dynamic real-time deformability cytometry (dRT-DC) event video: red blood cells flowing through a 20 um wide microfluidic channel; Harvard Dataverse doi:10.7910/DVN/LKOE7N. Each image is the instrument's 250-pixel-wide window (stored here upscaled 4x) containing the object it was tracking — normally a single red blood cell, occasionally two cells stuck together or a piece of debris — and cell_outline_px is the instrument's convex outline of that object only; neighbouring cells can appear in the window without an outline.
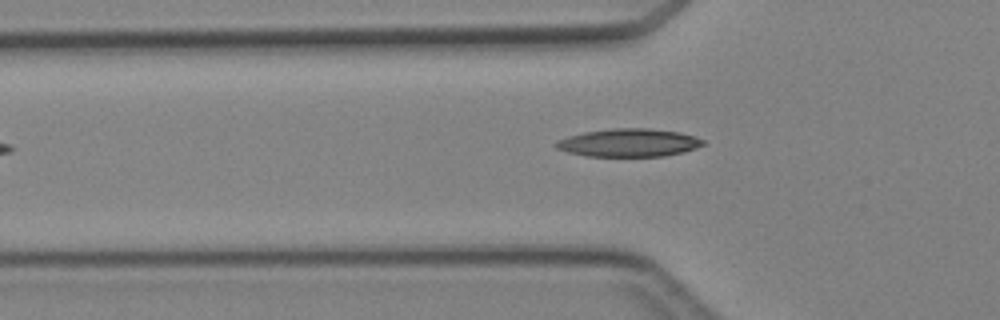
{"species": "Egyptian fruit bat (a non-hibernating species)", "species_latin": "Rousettus aegyptiacus", "temperature_condition": "cold", "stored_images_in_passage": 4, "camera_frame_rate_fps": 3000, "um_per_image_px": 0.085, "animal": {"sex": "female"}, "frame": {"image": 1, "passage_image": 4, "time_ms": 3.667, "image_size_px": [1000, 320], "cell_outline_px": [[704, 144], [696, 148], [684, 152], [664, 156], [588, 156], [568, 152], [556, 148], [552, 144], [556, 140], [568, 136], [584, 132], [612, 128], [648, 128], [680, 132], [696, 136], [704, 140]], "centroid_in_image_um": [53.44, 12.12], "position_along_channel_um": 72.4, "area_um2": 24.16}}